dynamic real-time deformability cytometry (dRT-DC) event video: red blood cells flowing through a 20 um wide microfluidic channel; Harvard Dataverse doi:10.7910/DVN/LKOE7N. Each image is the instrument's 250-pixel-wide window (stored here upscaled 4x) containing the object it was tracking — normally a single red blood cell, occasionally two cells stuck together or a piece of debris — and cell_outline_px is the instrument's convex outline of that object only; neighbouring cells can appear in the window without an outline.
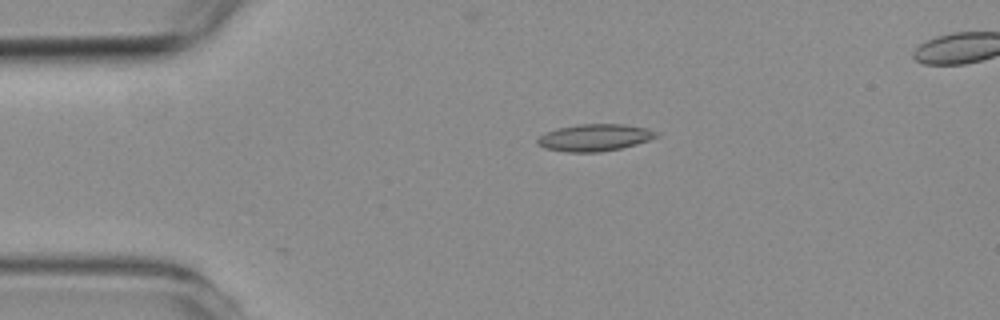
{"species": "common noctule bat (a hibernating species)", "species_latin": "Nyctalus noctula", "temperature_condition": "room temperature", "stored_images_in_passage": 3, "segment_of_instrument_passage": [1, 2], "camera_frame_rate_fps": 3000, "um_per_image_px": 0.085, "animal": {"sex": "female", "body_mass_g": 19.3, "forearm_length_mm": 54.1}, "frame": {"image": 1, "passage_image": 1, "time_ms": 0.0, "image_size_px": [1000, 320], "cell_outline_px": [[660, 136], [636, 144], [620, 148], [600, 152], [564, 152], [544, 148], [536, 144], [536, 140], [540, 136], [556, 128], [580, 124], [624, 124], [648, 128], [656, 132]], "centroid_in_image_um": [50.53, 11.69], "position_along_channel_um": 34.5, "area_um2": 18.73}}